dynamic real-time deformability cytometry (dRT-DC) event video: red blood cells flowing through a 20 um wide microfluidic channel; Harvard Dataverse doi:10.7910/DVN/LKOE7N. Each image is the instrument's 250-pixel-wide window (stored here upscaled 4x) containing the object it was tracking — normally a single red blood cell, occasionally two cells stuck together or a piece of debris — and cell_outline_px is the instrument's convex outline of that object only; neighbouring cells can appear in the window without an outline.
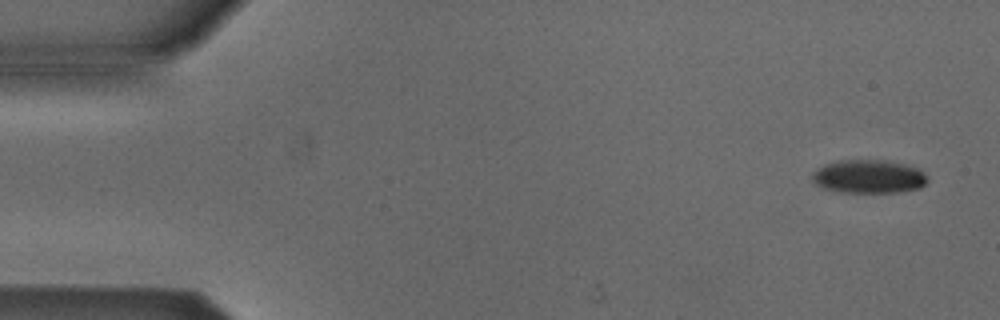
{"species": "Egyptian fruit bat (a non-hibernating species)", "species_latin": "Rousettus aegyptiacus", "temperature_condition": "cold", "stored_images_in_passage": 6, "camera_frame_rate_fps": 3000, "um_per_image_px": 0.085, "animal": {"sex": "male"}, "frame": {"image": 1, "passage_image": 1, "time_ms": 0.0, "image_size_px": [1000, 320], "cell_outline_px": [[928, 180], [920, 188], [896, 192], [832, 192], [816, 184], [812, 180], [812, 172], [816, 168], [824, 164], [836, 160], [884, 160], [908, 164], [924, 172]], "centroid_in_image_um": [73.8, 15.0], "position_along_channel_um": 11.2, "area_um2": 22.72}}